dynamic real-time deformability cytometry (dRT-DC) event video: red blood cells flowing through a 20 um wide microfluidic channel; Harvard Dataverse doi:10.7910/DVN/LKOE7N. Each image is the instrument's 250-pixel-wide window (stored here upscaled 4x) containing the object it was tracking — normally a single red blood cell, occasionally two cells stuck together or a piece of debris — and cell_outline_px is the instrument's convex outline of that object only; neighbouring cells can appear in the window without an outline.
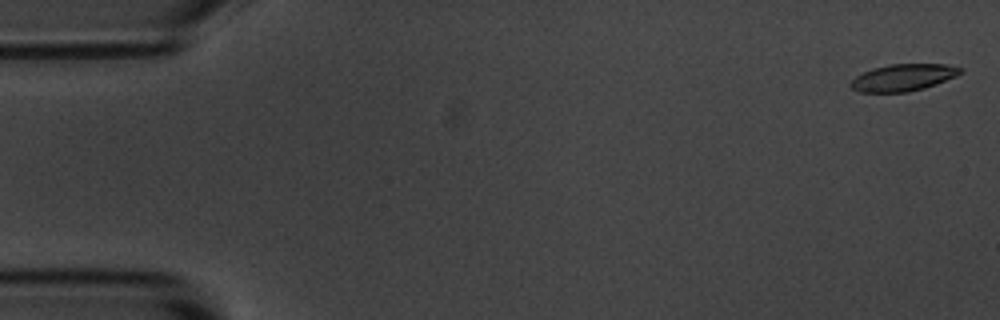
{"species": "common noctule bat (a hibernating species)", "species_latin": "Nyctalus noctula", "temperature_condition": "room temperature", "stored_images_in_passage": 55, "camera_frame_rate_fps": 3000, "um_per_image_px": 0.085, "animal": {"sex": "male", "body_mass_g": 20.1, "forearm_length_mm": 53.5}, "frame": {"image": 1, "passage_image": 1, "time_ms": 0.0, "image_size_px": [1000, 320], "cell_outline_px": [[964, 72], [956, 76], [936, 84], [924, 88], [908, 92], [860, 92], [852, 88], [848, 84], [856, 76], [872, 68], [888, 64], [944, 64], [964, 68]], "centroid_in_image_um": [76.79, 6.58], "position_along_channel_um": 8.2, "area_um2": 17.28}}
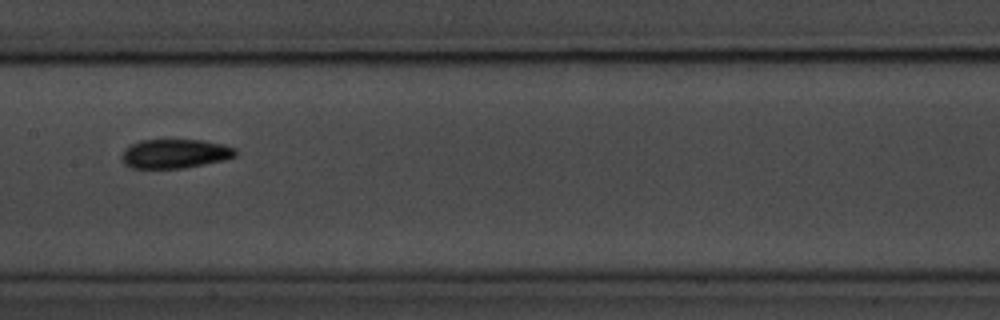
{"frame": {"image": 2, "passage_image": 27, "time_ms": 8.667, "image_size_px": [1000, 320], "cell_outline_px": [[236, 156], [224, 160], [184, 168], [132, 168], [124, 164], [120, 160], [120, 156], [124, 148], [140, 140], [204, 140], [224, 144], [236, 148]], "centroid_in_image_um": [14.85, 13.06], "position_along_channel_um": 192.5, "area_um2": 19.54}}
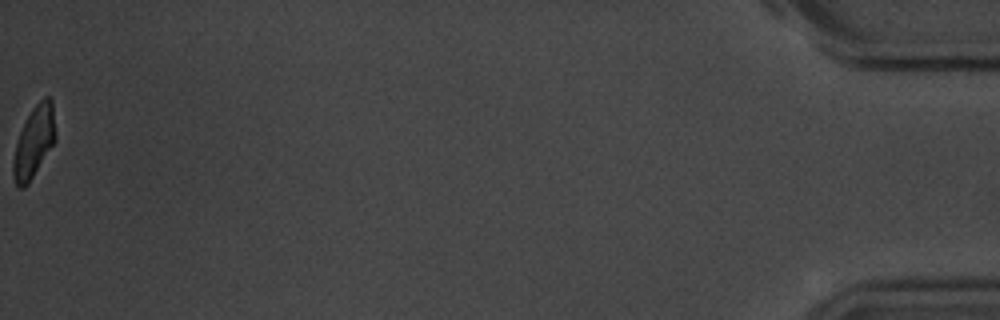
{"frame": {"image": 3, "passage_image": 55, "time_ms": 18.0, "image_size_px": [1000, 320], "cell_outline_px": [[56, 140], [28, 184], [24, 188], [20, 188], [16, 184], [12, 176], [12, 160], [16, 144], [20, 132], [32, 108], [44, 96], [48, 96], [52, 100], [56, 136]], "centroid_in_image_um": [2.88, 12.07], "position_along_channel_um": 432.3, "area_um2": 17.51}, "authors_computed_cell_mechanics": {"area_um2": 18.496, "velocity_mm_per_s": 3.6518, "shape_relaxation_time_tau1_ms": 3.0536, "shape_relaxation_time_tau2_ms": 5.4192, "deformation_change_tau1": 0.1291, "deformation_change_tau2": 0.0862}}